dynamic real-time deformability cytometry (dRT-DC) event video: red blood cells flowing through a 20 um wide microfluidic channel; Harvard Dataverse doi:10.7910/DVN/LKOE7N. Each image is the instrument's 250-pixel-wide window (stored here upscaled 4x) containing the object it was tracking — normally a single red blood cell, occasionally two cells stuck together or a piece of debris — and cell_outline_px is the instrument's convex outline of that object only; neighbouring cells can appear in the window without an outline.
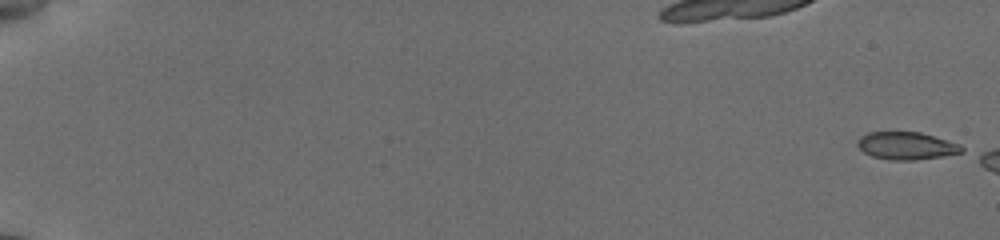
{"species": "common noctule bat (a hibernating species)", "species_latin": "Nyctalus noctula", "temperature_condition": "cold", "stored_images_in_passage": 11, "camera_frame_rate_fps": 3000, "um_per_image_px": 0.085, "animal": {"sex": "female", "body_mass_g": 19.5, "forearm_length_mm": 54.1}, "frame": {"image": 1, "passage_image": 1, "time_ms": 0.0, "image_size_px": [1000, 240], "cell_outline_px": [[964, 152], [916, 160], [892, 160], [872, 156], [864, 152], [856, 144], [856, 140], [860, 136], [868, 132], [920, 132], [960, 144], [964, 148]], "centroid_in_image_um": [77.02, 12.38], "position_along_channel_um": 8.0, "area_um2": 16.7}}